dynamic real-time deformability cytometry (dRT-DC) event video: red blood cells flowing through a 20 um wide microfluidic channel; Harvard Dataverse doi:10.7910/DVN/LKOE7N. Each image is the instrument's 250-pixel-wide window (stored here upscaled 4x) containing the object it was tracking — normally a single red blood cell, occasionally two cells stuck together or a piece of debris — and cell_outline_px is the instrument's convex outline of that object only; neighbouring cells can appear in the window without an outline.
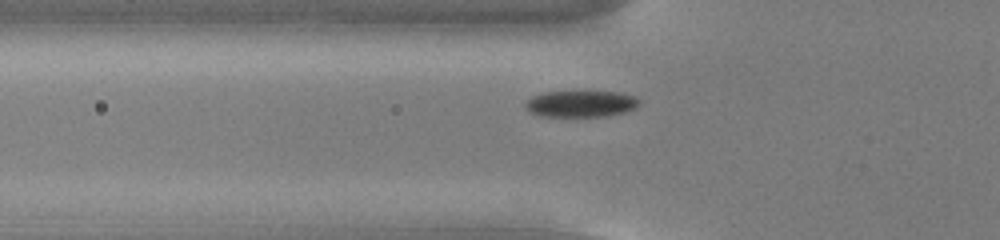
{"species": "common noctule bat (a hibernating species)", "species_latin": "Nyctalus noctula", "temperature_condition": "cold", "stored_images_in_passage": 47, "camera_frame_rate_fps": 3000, "um_per_image_px": 0.085, "animal": {"sex": "male", "body_mass_g": 13.0, "forearm_length_mm": 53.1}, "frame": {"image": 1, "passage_image": 11, "time_ms": 3.333, "image_size_px": [1000, 240], "cell_outline_px": [[640, 104], [636, 108], [628, 112], [608, 116], [540, 116], [532, 112], [524, 104], [532, 96], [544, 92], [620, 92], [636, 96], [640, 100]], "centroid_in_image_um": [49.46, 8.82], "position_along_channel_um": 76.3, "area_um2": 17.57}}
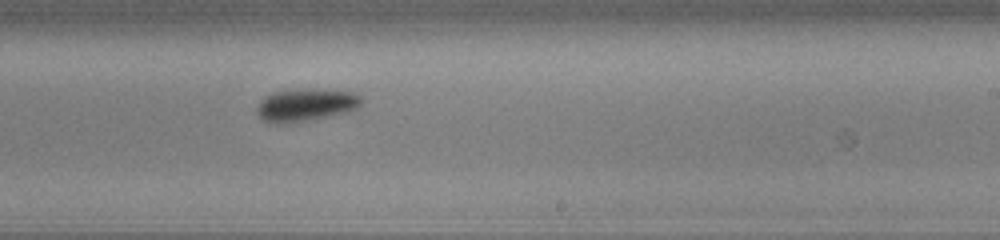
{"frame": {"image": 2, "passage_image": 26, "time_ms": 8.333, "image_size_px": [1000, 240], "cell_outline_px": [[360, 104], [356, 108], [348, 112], [292, 124], [276, 124], [264, 120], [256, 112], [256, 108], [260, 100], [264, 96], [272, 92], [312, 88], [352, 92], [360, 96]], "centroid_in_image_um": [25.95, 8.93], "position_along_channel_um": 263.1, "area_um2": 20.06}}
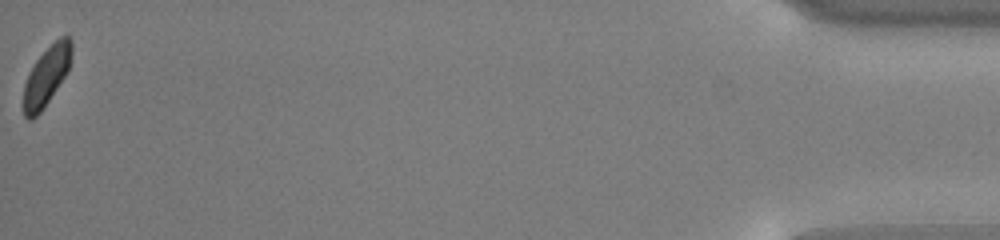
{"frame": {"image": 3, "passage_image": 47, "time_ms": 15.333, "image_size_px": [1000, 240], "cell_outline_px": [[72, 52], [68, 72], [40, 112], [32, 120], [28, 120], [24, 116], [24, 84], [28, 72], [36, 60], [60, 36], [68, 36], [72, 40]], "centroid_in_image_um": [3.96, 6.46], "position_along_channel_um": 431.2, "area_um2": 16.42}, "authors_computed_cell_mechanics": {"area_um2": 18.0914, "velocity_mm_per_s": 3.7375, "shape_relaxation_time_tau1_ms": 1.0803, "shape_relaxation_time_tau2_ms": null, "deformation_change_tau1": 0.0778, "deformation_change_tau2": null}}